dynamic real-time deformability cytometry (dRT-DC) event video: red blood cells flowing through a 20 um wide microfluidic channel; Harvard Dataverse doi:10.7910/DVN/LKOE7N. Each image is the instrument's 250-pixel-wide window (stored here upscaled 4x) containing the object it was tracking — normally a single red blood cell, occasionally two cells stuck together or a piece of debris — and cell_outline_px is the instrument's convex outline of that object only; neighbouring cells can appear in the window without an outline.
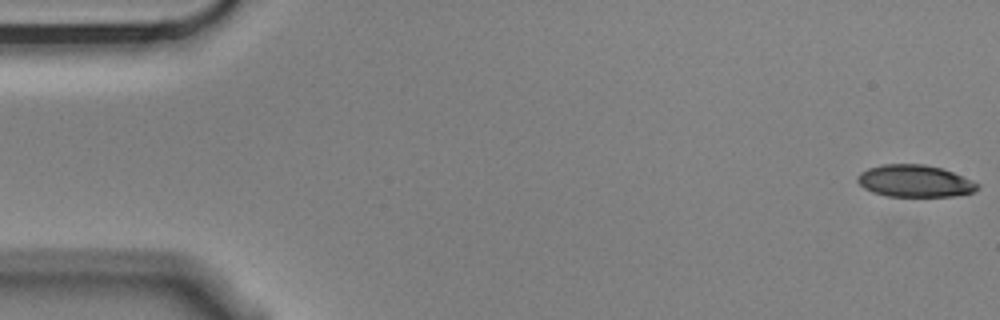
{"species": "Egyptian fruit bat (a non-hibernating species)", "species_latin": "Rousettus aegyptiacus", "temperature_condition": "cold", "stored_images_in_passage": 5, "camera_frame_rate_fps": 3000, "um_per_image_px": 0.085, "animal": {"sex": "male"}, "frame": {"image": 1, "passage_image": 1, "time_ms": 0.0, "image_size_px": [1000, 320], "cell_outline_px": [[980, 188], [976, 192], [956, 196], [888, 196], [872, 192], [864, 188], [856, 180], [856, 176], [860, 172], [868, 168], [884, 164], [924, 164], [940, 168], [952, 172], [972, 180], [980, 184]], "centroid_in_image_um": [77.77, 15.39], "position_along_channel_um": 7.2, "area_um2": 22.54}}
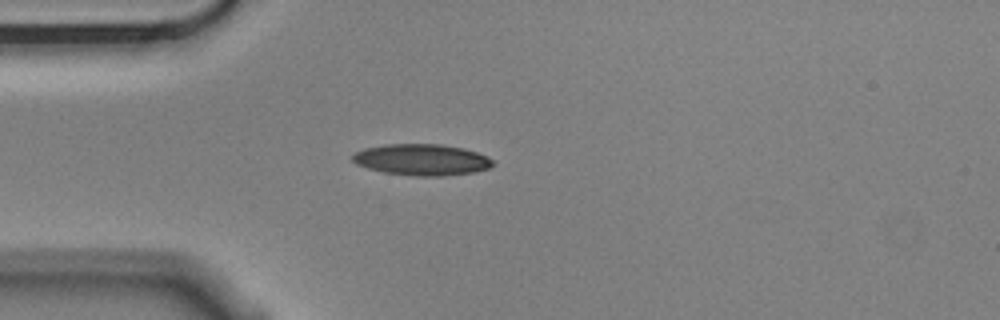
{"frame": {"image": 2, "passage_image": 4, "time_ms": 1.0, "image_size_px": [1000, 320], "cell_outline_px": [[492, 164], [488, 168], [472, 172], [440, 176], [416, 176], [384, 172], [368, 168], [356, 164], [352, 160], [352, 156], [356, 152], [364, 148], [388, 144], [440, 144], [464, 148], [488, 156], [492, 160]], "centroid_in_image_um": [35.83, 13.57], "position_along_channel_um": 49.2, "area_um2": 25.37}}